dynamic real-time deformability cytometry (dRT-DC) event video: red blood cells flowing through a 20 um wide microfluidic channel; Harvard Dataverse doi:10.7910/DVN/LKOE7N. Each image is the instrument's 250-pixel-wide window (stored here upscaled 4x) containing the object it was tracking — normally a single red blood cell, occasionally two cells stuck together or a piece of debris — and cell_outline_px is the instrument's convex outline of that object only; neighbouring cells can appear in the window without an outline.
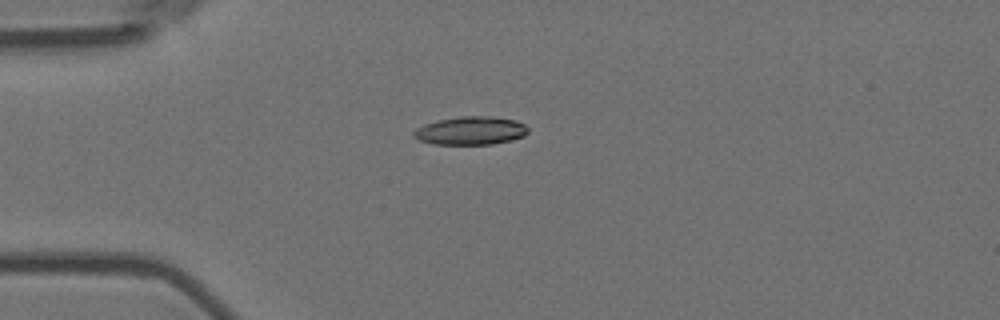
{"species": "Egyptian fruit bat (a non-hibernating species)", "species_latin": "Rousettus aegyptiacus", "temperature_condition": "room temperature", "stored_images_in_passage": 6, "camera_frame_rate_fps": 3000, "um_per_image_px": 0.085, "animal": {"sex": "female"}, "frame": {"image": 1, "passage_image": 4, "time_ms": 1.0, "image_size_px": [1000, 320], "cell_outline_px": [[528, 132], [524, 136], [512, 140], [492, 144], [432, 144], [420, 140], [412, 136], [412, 132], [416, 128], [424, 124], [436, 120], [460, 116], [492, 116], [516, 120], [524, 124], [528, 128]], "centroid_in_image_um": [40.0, 11.1], "position_along_channel_um": 45.0, "area_um2": 19.02}}
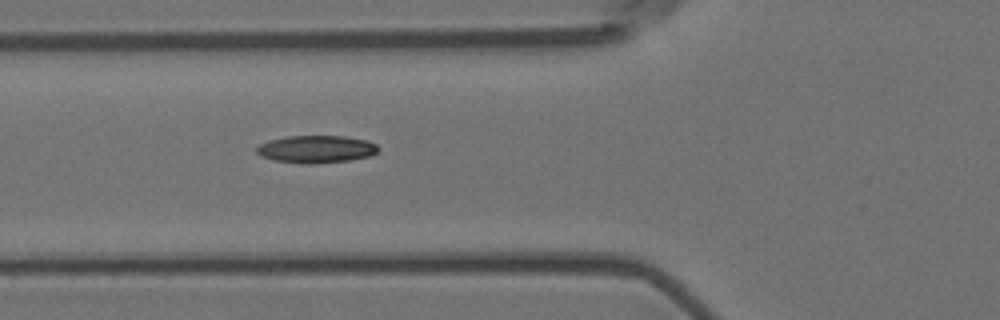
{"frame": {"image": 2, "passage_image": 6, "time_ms": 1.667, "image_size_px": [1000, 320], "cell_outline_px": [[380, 148], [376, 152], [368, 156], [348, 160], [316, 164], [304, 164], [276, 160], [260, 156], [256, 152], [256, 148], [260, 144], [268, 140], [288, 136], [344, 136], [368, 140], [376, 144]], "centroid_in_image_um": [26.87, 12.67], "position_along_channel_um": 98.9, "area_um2": 19.48}}